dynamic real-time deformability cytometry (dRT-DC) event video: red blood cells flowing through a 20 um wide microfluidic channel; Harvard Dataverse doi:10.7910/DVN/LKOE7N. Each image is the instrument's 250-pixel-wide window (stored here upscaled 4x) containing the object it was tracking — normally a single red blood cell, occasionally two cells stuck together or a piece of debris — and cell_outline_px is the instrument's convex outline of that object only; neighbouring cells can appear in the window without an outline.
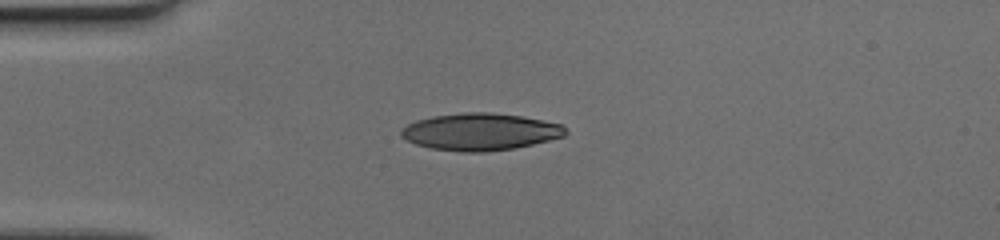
{"species": "human", "species_latin": "Homo sapiens", "temperature_condition": "cold", "stored_images_in_passage": 39, "segment_of_instrument_passage": [1, 2], "camera_frame_rate_fps": 3000, "um_per_image_px": 0.085, "donor": {"sex": "female"}, "frame": {"image": 1, "passage_image": 1, "time_ms": 0.0, "image_size_px": [1000, 240], "cell_outline_px": [[568, 132], [564, 136], [516, 148], [484, 152], [460, 152], [432, 148], [416, 144], [400, 136], [400, 128], [416, 120], [432, 116], [464, 112], [488, 112], [520, 116], [560, 124]], "centroid_in_image_um": [40.77, 11.2], "position_along_channel_um": 44.2, "area_um2": 35.37}}
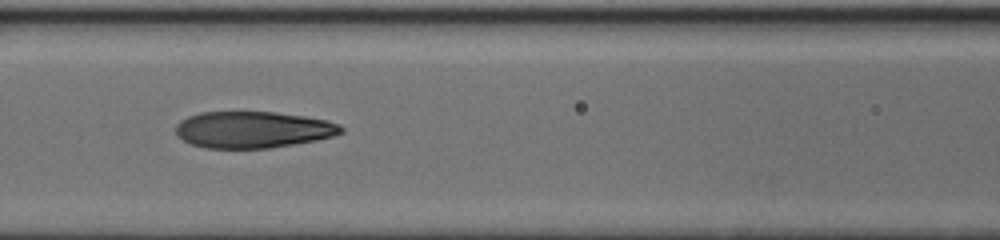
{"frame": {"image": 2, "passage_image": 11, "time_ms": 3.333, "image_size_px": [1000, 240], "cell_outline_px": [[344, 132], [332, 136], [316, 140], [268, 148], [204, 148], [192, 144], [184, 140], [176, 132], [176, 124], [180, 120], [188, 116], [200, 112], [276, 112], [304, 116], [328, 120], [340, 124], [344, 128]], "centroid_in_image_um": [21.51, 11.01], "position_along_channel_um": 145.1, "area_um2": 35.2}}
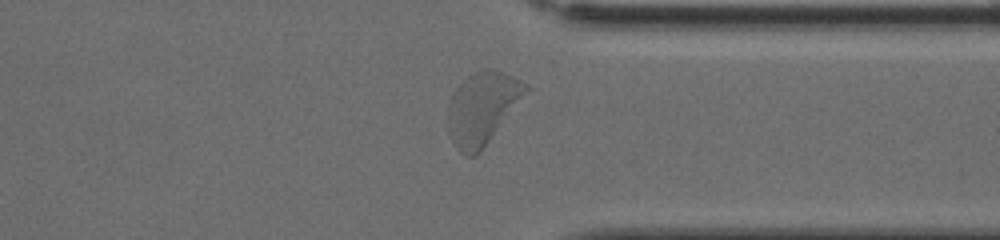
{"frame": {"image": 3, "passage_image": 29, "time_ms": 9.333, "image_size_px": [1000, 240], "cell_outline_px": [[536, 88], [480, 152], [476, 156], [464, 156], [456, 148], [448, 132], [448, 104], [456, 88], [468, 76], [484, 68], [488, 68], [504, 72]], "centroid_in_image_um": [41.1, 9.19], "position_along_channel_um": 370.3, "area_um2": 33.87}}